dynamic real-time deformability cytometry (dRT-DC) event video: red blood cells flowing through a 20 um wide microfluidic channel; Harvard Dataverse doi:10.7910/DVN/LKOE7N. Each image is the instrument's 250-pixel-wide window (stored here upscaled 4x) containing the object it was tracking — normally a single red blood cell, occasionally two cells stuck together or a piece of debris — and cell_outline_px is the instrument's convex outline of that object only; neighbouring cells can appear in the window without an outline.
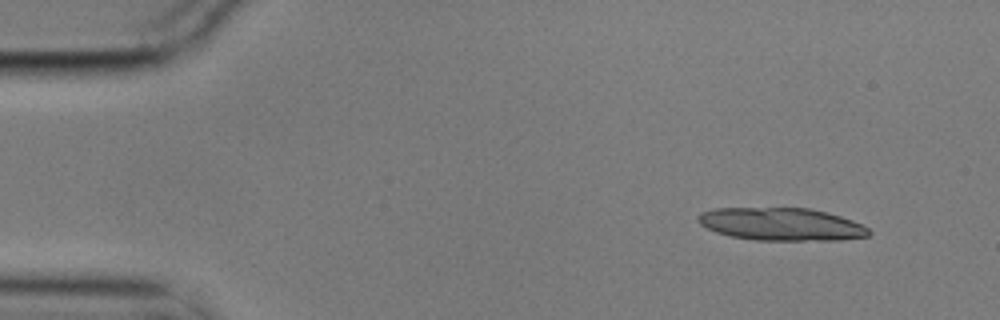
{"species": "common noctule bat (a hibernating species)", "species_latin": "Nyctalus noctula", "temperature_condition": "cold", "stored_images_in_passage": 4, "camera_frame_rate_fps": 3000, "um_per_image_px": 0.085, "animal": {"sex": "male", "body_mass_g": 17.9}, "frame": {"image": 1, "passage_image": 1, "time_ms": 0.0, "image_size_px": [1000, 320], "cell_outline_px": [[872, 232], [868, 236], [840, 240], [756, 240], [732, 236], [716, 232], [700, 224], [696, 220], [700, 212], [716, 208], [812, 208], [828, 212], [852, 220], [868, 228]], "centroid_in_image_um": [66.42, 19.05], "position_along_channel_um": 18.6, "area_um2": 32.6}}